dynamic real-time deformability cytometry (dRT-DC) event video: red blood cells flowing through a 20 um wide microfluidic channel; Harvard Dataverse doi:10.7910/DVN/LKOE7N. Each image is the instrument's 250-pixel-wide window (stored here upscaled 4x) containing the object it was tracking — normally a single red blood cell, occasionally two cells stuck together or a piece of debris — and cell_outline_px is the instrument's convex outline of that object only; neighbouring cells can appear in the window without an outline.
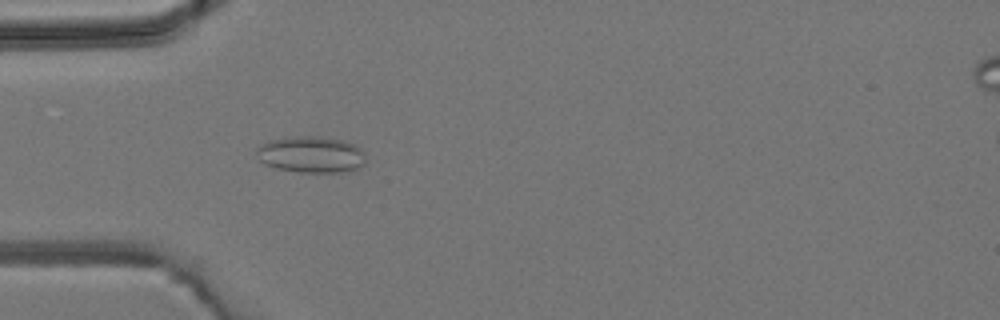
{"species": "common noctule bat (a hibernating species)", "species_latin": "Nyctalus noctula", "temperature_condition": "room temperature", "stored_images_in_passage": 4, "camera_frame_rate_fps": 3000, "um_per_image_px": 0.085, "animal": {"sex": "male", "body_mass_g": 19.2, "forearm_length_mm": 51.8}, "frame": {"image": 1, "passage_image": 4, "time_ms": 3.333, "image_size_px": [1000, 320], "cell_outline_px": [[364, 164], [356, 168], [340, 172], [296, 172], [276, 168], [264, 164], [256, 156], [256, 148], [260, 144], [272, 140], [296, 136], [312, 136], [344, 140], [360, 148], [364, 152]], "centroid_in_image_um": [26.4, 13.14], "position_along_channel_um": 58.6, "area_um2": 23.06}}